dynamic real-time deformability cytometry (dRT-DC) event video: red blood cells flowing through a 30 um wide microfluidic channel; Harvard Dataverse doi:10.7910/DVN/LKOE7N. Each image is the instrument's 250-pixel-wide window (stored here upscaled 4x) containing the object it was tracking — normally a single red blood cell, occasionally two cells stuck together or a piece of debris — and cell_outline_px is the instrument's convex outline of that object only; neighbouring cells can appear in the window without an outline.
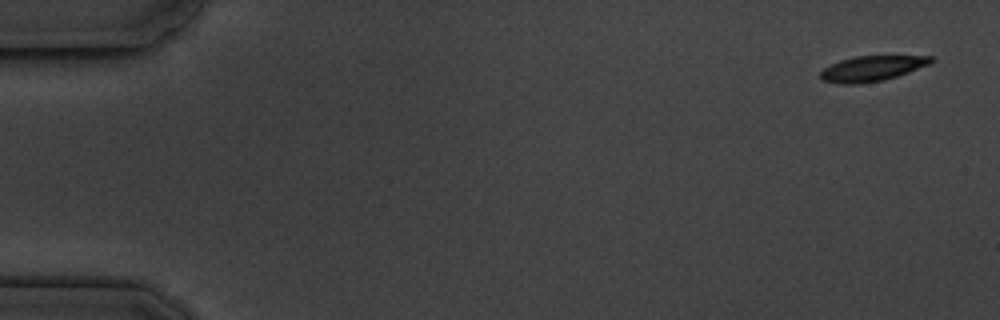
{"species": "common noctule bat (a hibernating species)", "species_latin": "Nyctalus noctula", "temperature_condition": "cold", "stored_images_in_passage": 5, "camera_frame_rate_fps": 3000, "um_per_image_px": 0.085, "animal": {"sex": "male", "body_mass_g": 19.5, "forearm_length_mm": 54.6}, "frame": {"image": 1, "passage_image": 1, "time_ms": 0.0, "image_size_px": [1000, 320], "cell_outline_px": [[936, 60], [928, 64], [908, 72], [884, 80], [856, 84], [840, 84], [824, 80], [820, 76], [820, 72], [824, 68], [840, 60], [856, 56], [932, 56]], "centroid_in_image_um": [74.11, 5.82], "position_along_channel_um": 10.9, "area_um2": 16.07}}
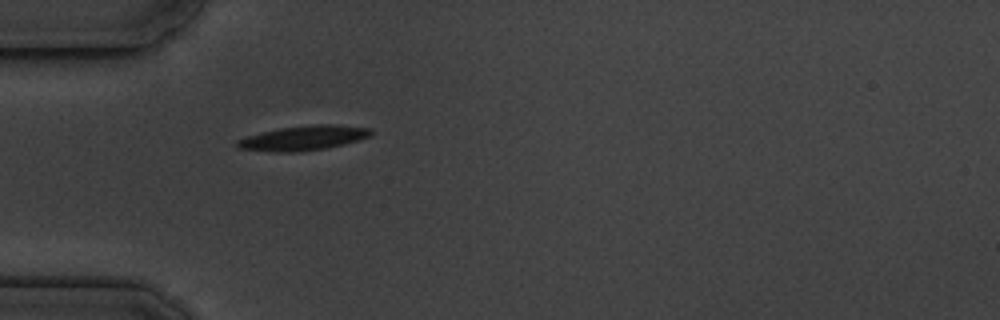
{"frame": {"image": 2, "passage_image": 5, "time_ms": 5.0, "image_size_px": [1000, 320], "cell_outline_px": [[372, 136], [344, 144], [324, 148], [300, 152], [276, 152], [240, 148], [236, 144], [236, 140], [260, 132], [280, 128], [316, 124], [336, 124], [372, 128]], "centroid_in_image_um": [25.84, 11.72], "position_along_channel_um": 59.2, "area_um2": 19.19}}